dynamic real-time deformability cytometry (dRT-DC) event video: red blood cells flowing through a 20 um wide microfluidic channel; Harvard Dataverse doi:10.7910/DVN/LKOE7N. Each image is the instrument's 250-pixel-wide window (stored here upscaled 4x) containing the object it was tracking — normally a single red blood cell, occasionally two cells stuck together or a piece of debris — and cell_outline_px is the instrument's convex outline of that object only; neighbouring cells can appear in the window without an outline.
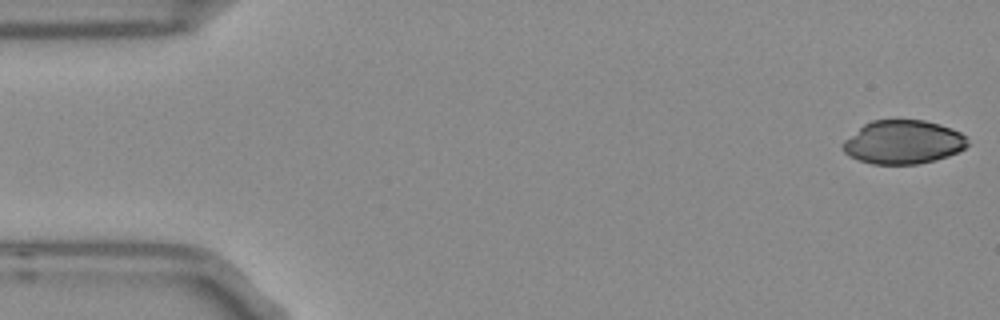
{"species": "Egyptian fruit bat (a non-hibernating species)", "species_latin": "Rousettus aegyptiacus", "temperature_condition": "room temperature", "stored_images_in_passage": 53, "camera_frame_rate_fps": 3000, "um_per_image_px": 0.085, "frame": {"image": 1, "passage_image": 1, "time_ms": 0.0, "image_size_px": [1000, 320], "cell_outline_px": [[968, 144], [964, 148], [948, 156], [936, 160], [916, 164], [872, 164], [848, 156], [844, 152], [844, 140], [864, 124], [872, 120], [924, 120], [940, 124], [952, 128], [960, 132], [964, 136]], "centroid_in_image_um": [76.76, 12.08], "position_along_channel_um": 8.2, "area_um2": 31.56}}
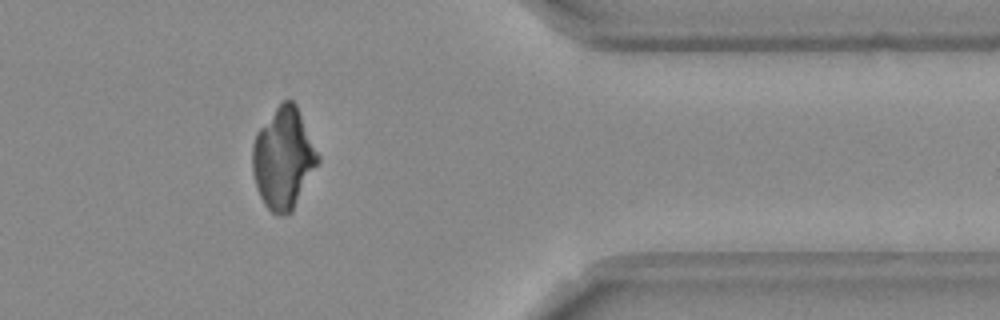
{"frame": {"image": 2, "passage_image": 43, "time_ms": 14.0, "image_size_px": [1000, 320], "cell_outline_px": [[320, 160], [292, 212], [284, 216], [276, 216], [264, 204], [256, 188], [252, 172], [252, 144], [256, 132], [276, 108], [284, 100], [292, 100], [296, 104], [320, 156]], "centroid_in_image_um": [24.08, 13.49], "position_along_channel_um": 387.3, "area_um2": 38.61}}
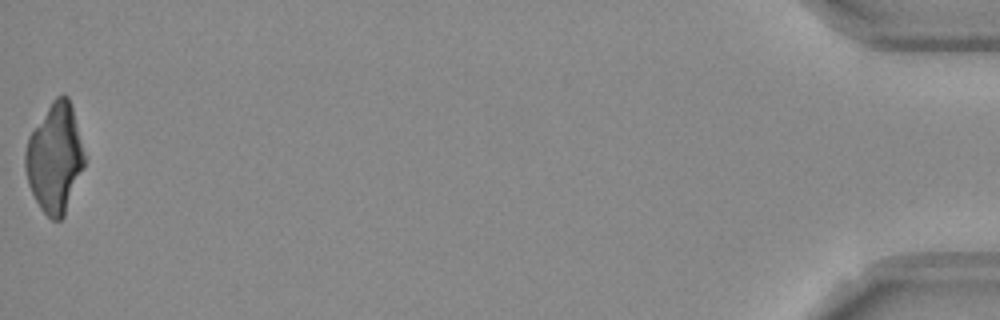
{"frame": {"image": 3, "passage_image": 53, "time_ms": 17.333, "image_size_px": [1000, 320], "cell_outline_px": [[84, 168], [64, 216], [60, 220], [52, 220], [40, 208], [28, 184], [24, 168], [24, 152], [28, 136], [52, 100], [56, 96], [64, 92], [68, 96], [72, 108], [84, 156]], "centroid_in_image_um": [4.63, 13.44], "position_along_channel_um": 430.6, "area_um2": 37.4}}